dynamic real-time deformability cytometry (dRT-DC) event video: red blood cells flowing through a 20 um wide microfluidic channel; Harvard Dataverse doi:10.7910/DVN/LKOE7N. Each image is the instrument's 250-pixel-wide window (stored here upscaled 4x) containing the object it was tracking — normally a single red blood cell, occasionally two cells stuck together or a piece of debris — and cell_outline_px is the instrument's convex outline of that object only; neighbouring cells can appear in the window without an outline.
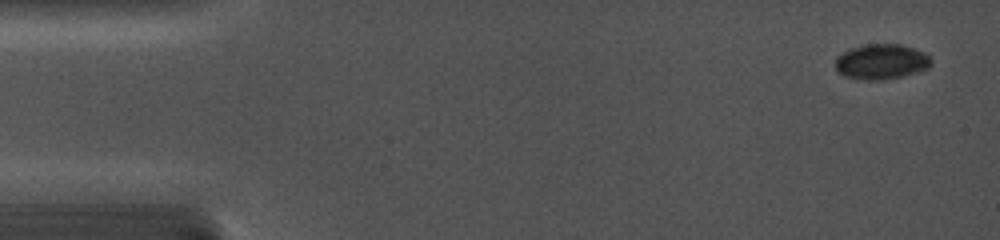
{"species": "common noctule bat (a hibernating species)", "species_latin": "Nyctalus noctula", "temperature_condition": "cold", "stored_images_in_passage": 37, "segment_of_instrument_passage": [1, 2], "camera_frame_rate_fps": 5000, "um_per_image_px": 0.085, "animal": {"sex": "female", "body_mass_g": 19.0, "forearm_length_mm": 56.7}, "frame": {"image": 1, "passage_image": 1, "time_ms": 0.0, "image_size_px": [1000, 240], "cell_outline_px": [[932, 64], [928, 68], [916, 72], [884, 80], [856, 80], [844, 76], [836, 72], [836, 56], [852, 48], [864, 44], [904, 44], [916, 48], [924, 52], [932, 60]], "centroid_in_image_um": [74.9, 5.24], "position_along_channel_um": 10.1, "area_um2": 19.94}}
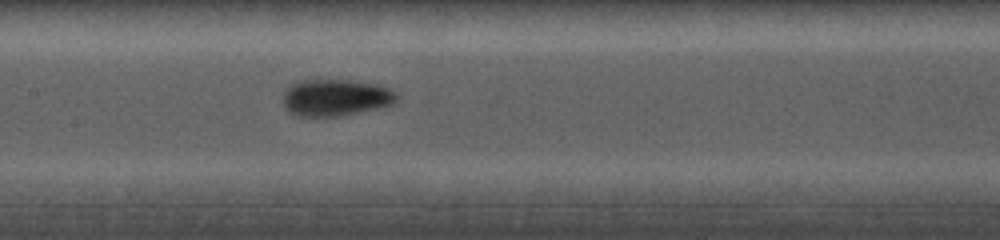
{"frame": {"image": 2, "passage_image": 18, "time_ms": 7.4, "image_size_px": [1000, 240], "cell_outline_px": [[396, 100], [392, 104], [380, 108], [344, 116], [296, 116], [288, 112], [284, 108], [284, 92], [292, 84], [300, 80], [352, 80], [376, 84], [388, 88], [396, 92]], "centroid_in_image_um": [28.52, 8.31], "position_along_channel_um": 178.9, "area_um2": 24.51}}
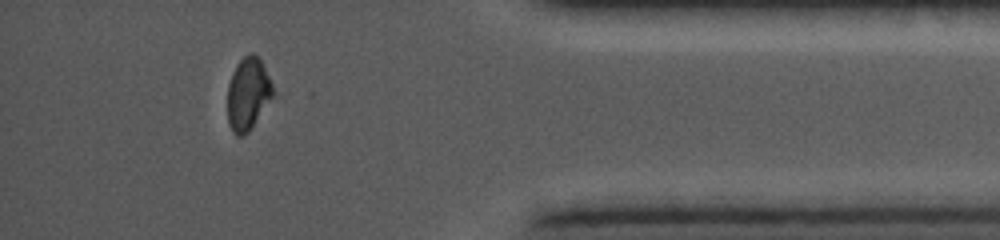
{"frame": {"image": 3, "passage_image": 32, "time_ms": 13.8, "image_size_px": [1000, 240], "cell_outline_px": [[276, 92], [248, 132], [244, 136], [236, 136], [232, 132], [228, 124], [228, 84], [232, 72], [236, 64], [248, 52], [252, 52], [260, 60]], "centroid_in_image_um": [21.06, 7.98], "position_along_channel_um": 414.1, "area_um2": 19.19}}